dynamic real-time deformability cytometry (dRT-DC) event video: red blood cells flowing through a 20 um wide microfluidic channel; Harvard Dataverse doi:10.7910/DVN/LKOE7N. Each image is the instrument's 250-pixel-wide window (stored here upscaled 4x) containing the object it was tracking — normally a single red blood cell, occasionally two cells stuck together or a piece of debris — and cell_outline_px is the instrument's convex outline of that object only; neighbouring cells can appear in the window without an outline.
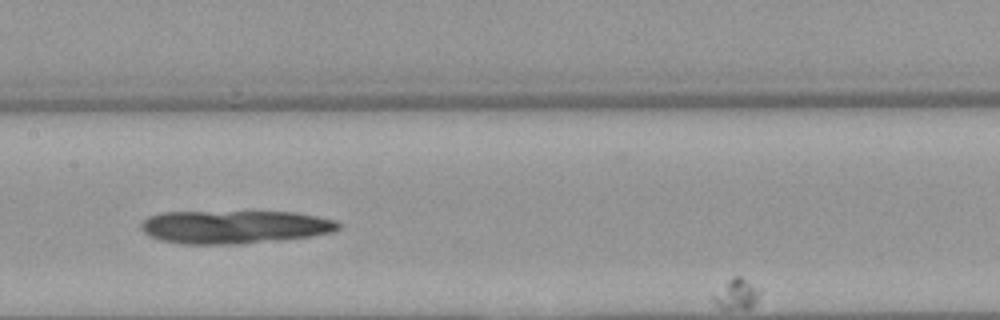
{"species": "Egyptian fruit bat (a non-hibernating species)", "species_latin": "Rousettus aegyptiacus", "temperature_condition": "warm", "stored_images_in_passage": 42, "camera_frame_rate_fps": 3000, "um_per_image_px": 0.085, "animal": {"sex": "female"}, "frame": {"image": 1, "passage_image": 22, "time_ms": 7.0, "image_size_px": [1000, 320], "cell_outline_px": [[340, 228], [336, 232], [312, 236], [240, 244], [180, 244], [160, 240], [148, 236], [140, 228], [140, 224], [148, 216], [164, 212], [292, 212], [316, 216], [336, 220], [340, 224]], "centroid_in_image_um": [19.92, 19.29], "position_along_channel_um": 187.5, "area_um2": 38.32}}
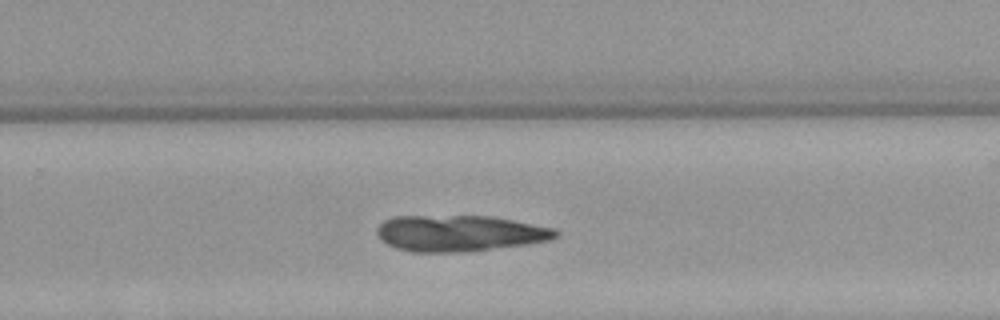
{"frame": {"image": 2, "passage_image": 30, "time_ms": 9.667, "image_size_px": [1000, 320], "cell_outline_px": [[560, 236], [548, 240], [528, 244], [460, 252], [412, 252], [396, 248], [388, 244], [376, 232], [376, 228], [384, 220], [392, 216], [488, 216], [512, 220], [556, 228], [560, 232]], "centroid_in_image_um": [39.08, 19.82], "position_along_channel_um": 290.7, "area_um2": 37.57}}
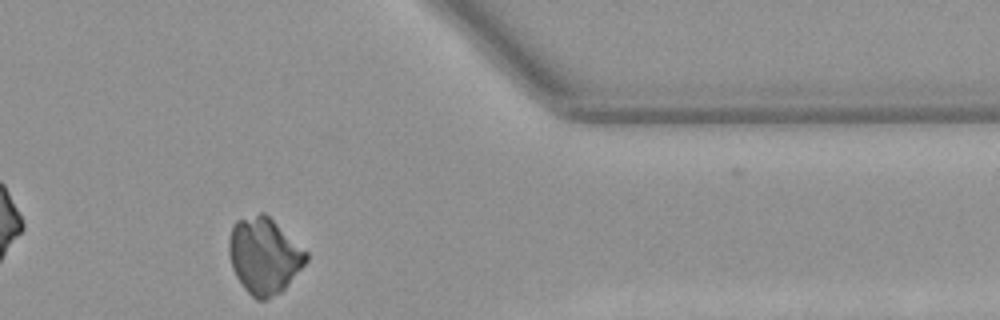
{"frame": {"image": 3, "passage_image": 39, "time_ms": 12.667, "image_size_px": [1000, 320], "cell_outline_px": [[308, 260], [284, 288], [280, 292], [268, 300], [256, 300], [244, 288], [236, 276], [232, 268], [228, 252], [228, 240], [232, 224], [236, 220], [260, 212], [264, 212], [308, 252]], "centroid_in_image_um": [22.42, 21.73], "position_along_channel_um": 389.0, "area_um2": 34.28}}